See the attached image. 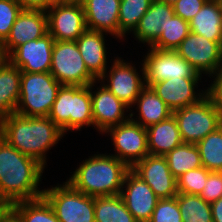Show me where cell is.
I'll list each match as a JSON object with an SVG mask.
<instances>
[{"instance_id":"cell-21","label":"cell","mask_w":222,"mask_h":222,"mask_svg":"<svg viewBox=\"0 0 222 222\" xmlns=\"http://www.w3.org/2000/svg\"><path fill=\"white\" fill-rule=\"evenodd\" d=\"M107 33L87 29L76 40L78 50L89 73L98 80L107 70ZM105 40V41H104Z\"/></svg>"},{"instance_id":"cell-46","label":"cell","mask_w":222,"mask_h":222,"mask_svg":"<svg viewBox=\"0 0 222 222\" xmlns=\"http://www.w3.org/2000/svg\"><path fill=\"white\" fill-rule=\"evenodd\" d=\"M160 1L173 4V3L176 2L177 0H160Z\"/></svg>"},{"instance_id":"cell-23","label":"cell","mask_w":222,"mask_h":222,"mask_svg":"<svg viewBox=\"0 0 222 222\" xmlns=\"http://www.w3.org/2000/svg\"><path fill=\"white\" fill-rule=\"evenodd\" d=\"M137 105V106H136ZM136 106L138 116L130 109V119L144 128L157 124L168 119L172 115V111L167 104L154 92L151 87L145 86L140 95L135 100L133 107ZM134 117V118H132Z\"/></svg>"},{"instance_id":"cell-2","label":"cell","mask_w":222,"mask_h":222,"mask_svg":"<svg viewBox=\"0 0 222 222\" xmlns=\"http://www.w3.org/2000/svg\"><path fill=\"white\" fill-rule=\"evenodd\" d=\"M64 135L48 116L25 117L12 113L0 120V136L44 167L47 166L48 150L57 145Z\"/></svg>"},{"instance_id":"cell-11","label":"cell","mask_w":222,"mask_h":222,"mask_svg":"<svg viewBox=\"0 0 222 222\" xmlns=\"http://www.w3.org/2000/svg\"><path fill=\"white\" fill-rule=\"evenodd\" d=\"M108 134L113 142L117 159L125 162L130 168L149 155L147 128L142 127L130 118L117 126L109 128Z\"/></svg>"},{"instance_id":"cell-10","label":"cell","mask_w":222,"mask_h":222,"mask_svg":"<svg viewBox=\"0 0 222 222\" xmlns=\"http://www.w3.org/2000/svg\"><path fill=\"white\" fill-rule=\"evenodd\" d=\"M121 58L117 56L114 59L110 70H106L98 79V82H103L102 85L110 90L119 100L129 108H133L135 100L145 87L144 68L142 65V68H140L142 73L139 74L131 62H126Z\"/></svg>"},{"instance_id":"cell-6","label":"cell","mask_w":222,"mask_h":222,"mask_svg":"<svg viewBox=\"0 0 222 222\" xmlns=\"http://www.w3.org/2000/svg\"><path fill=\"white\" fill-rule=\"evenodd\" d=\"M43 197L60 222H95L94 197L75 190L67 181L44 188Z\"/></svg>"},{"instance_id":"cell-26","label":"cell","mask_w":222,"mask_h":222,"mask_svg":"<svg viewBox=\"0 0 222 222\" xmlns=\"http://www.w3.org/2000/svg\"><path fill=\"white\" fill-rule=\"evenodd\" d=\"M21 74V70L9 60L0 67V120L16 111Z\"/></svg>"},{"instance_id":"cell-8","label":"cell","mask_w":222,"mask_h":222,"mask_svg":"<svg viewBox=\"0 0 222 222\" xmlns=\"http://www.w3.org/2000/svg\"><path fill=\"white\" fill-rule=\"evenodd\" d=\"M50 74L62 85L87 86L97 81L86 68L76 41H54Z\"/></svg>"},{"instance_id":"cell-19","label":"cell","mask_w":222,"mask_h":222,"mask_svg":"<svg viewBox=\"0 0 222 222\" xmlns=\"http://www.w3.org/2000/svg\"><path fill=\"white\" fill-rule=\"evenodd\" d=\"M48 33L46 11L24 10L18 14L9 36L2 43L7 57L20 45Z\"/></svg>"},{"instance_id":"cell-44","label":"cell","mask_w":222,"mask_h":222,"mask_svg":"<svg viewBox=\"0 0 222 222\" xmlns=\"http://www.w3.org/2000/svg\"><path fill=\"white\" fill-rule=\"evenodd\" d=\"M65 3H72V4H83L85 0H59Z\"/></svg>"},{"instance_id":"cell-41","label":"cell","mask_w":222,"mask_h":222,"mask_svg":"<svg viewBox=\"0 0 222 222\" xmlns=\"http://www.w3.org/2000/svg\"><path fill=\"white\" fill-rule=\"evenodd\" d=\"M213 222H222V197L211 203Z\"/></svg>"},{"instance_id":"cell-45","label":"cell","mask_w":222,"mask_h":222,"mask_svg":"<svg viewBox=\"0 0 222 222\" xmlns=\"http://www.w3.org/2000/svg\"><path fill=\"white\" fill-rule=\"evenodd\" d=\"M8 207H9V205L0 202V220H1V217H2V215H3V212H4Z\"/></svg>"},{"instance_id":"cell-33","label":"cell","mask_w":222,"mask_h":222,"mask_svg":"<svg viewBox=\"0 0 222 222\" xmlns=\"http://www.w3.org/2000/svg\"><path fill=\"white\" fill-rule=\"evenodd\" d=\"M196 145L202 165L209 171H222V125Z\"/></svg>"},{"instance_id":"cell-37","label":"cell","mask_w":222,"mask_h":222,"mask_svg":"<svg viewBox=\"0 0 222 222\" xmlns=\"http://www.w3.org/2000/svg\"><path fill=\"white\" fill-rule=\"evenodd\" d=\"M208 203H213L222 197V171H211L206 184L199 195Z\"/></svg>"},{"instance_id":"cell-29","label":"cell","mask_w":222,"mask_h":222,"mask_svg":"<svg viewBox=\"0 0 222 222\" xmlns=\"http://www.w3.org/2000/svg\"><path fill=\"white\" fill-rule=\"evenodd\" d=\"M10 207L23 222H60L44 197L13 203Z\"/></svg>"},{"instance_id":"cell-43","label":"cell","mask_w":222,"mask_h":222,"mask_svg":"<svg viewBox=\"0 0 222 222\" xmlns=\"http://www.w3.org/2000/svg\"><path fill=\"white\" fill-rule=\"evenodd\" d=\"M8 60V57L4 51V46L2 42H0V67Z\"/></svg>"},{"instance_id":"cell-9","label":"cell","mask_w":222,"mask_h":222,"mask_svg":"<svg viewBox=\"0 0 222 222\" xmlns=\"http://www.w3.org/2000/svg\"><path fill=\"white\" fill-rule=\"evenodd\" d=\"M141 61L144 68L145 86L171 78H202L203 75L175 51L158 50L150 47Z\"/></svg>"},{"instance_id":"cell-27","label":"cell","mask_w":222,"mask_h":222,"mask_svg":"<svg viewBox=\"0 0 222 222\" xmlns=\"http://www.w3.org/2000/svg\"><path fill=\"white\" fill-rule=\"evenodd\" d=\"M95 222H137L121 195L94 197Z\"/></svg>"},{"instance_id":"cell-25","label":"cell","mask_w":222,"mask_h":222,"mask_svg":"<svg viewBox=\"0 0 222 222\" xmlns=\"http://www.w3.org/2000/svg\"><path fill=\"white\" fill-rule=\"evenodd\" d=\"M189 29L222 46V10L218 0H208L189 21Z\"/></svg>"},{"instance_id":"cell-1","label":"cell","mask_w":222,"mask_h":222,"mask_svg":"<svg viewBox=\"0 0 222 222\" xmlns=\"http://www.w3.org/2000/svg\"><path fill=\"white\" fill-rule=\"evenodd\" d=\"M45 167L0 136V202L7 205L43 197L39 190Z\"/></svg>"},{"instance_id":"cell-24","label":"cell","mask_w":222,"mask_h":222,"mask_svg":"<svg viewBox=\"0 0 222 222\" xmlns=\"http://www.w3.org/2000/svg\"><path fill=\"white\" fill-rule=\"evenodd\" d=\"M149 155L165 156L175 147L183 143L176 119L171 115L168 119L147 128Z\"/></svg>"},{"instance_id":"cell-36","label":"cell","mask_w":222,"mask_h":222,"mask_svg":"<svg viewBox=\"0 0 222 222\" xmlns=\"http://www.w3.org/2000/svg\"><path fill=\"white\" fill-rule=\"evenodd\" d=\"M22 8L16 0H0V42H4Z\"/></svg>"},{"instance_id":"cell-32","label":"cell","mask_w":222,"mask_h":222,"mask_svg":"<svg viewBox=\"0 0 222 222\" xmlns=\"http://www.w3.org/2000/svg\"><path fill=\"white\" fill-rule=\"evenodd\" d=\"M160 29L161 35L150 46L158 50L174 51L190 33L189 22L176 15L168 20L164 28Z\"/></svg>"},{"instance_id":"cell-47","label":"cell","mask_w":222,"mask_h":222,"mask_svg":"<svg viewBox=\"0 0 222 222\" xmlns=\"http://www.w3.org/2000/svg\"><path fill=\"white\" fill-rule=\"evenodd\" d=\"M218 2L220 4L221 10H222V0H218Z\"/></svg>"},{"instance_id":"cell-20","label":"cell","mask_w":222,"mask_h":222,"mask_svg":"<svg viewBox=\"0 0 222 222\" xmlns=\"http://www.w3.org/2000/svg\"><path fill=\"white\" fill-rule=\"evenodd\" d=\"M121 0H85L82 4L87 29L101 31L119 39ZM115 35V36H114Z\"/></svg>"},{"instance_id":"cell-13","label":"cell","mask_w":222,"mask_h":222,"mask_svg":"<svg viewBox=\"0 0 222 222\" xmlns=\"http://www.w3.org/2000/svg\"><path fill=\"white\" fill-rule=\"evenodd\" d=\"M48 33L57 41H76L86 30L81 4L58 1L47 12Z\"/></svg>"},{"instance_id":"cell-40","label":"cell","mask_w":222,"mask_h":222,"mask_svg":"<svg viewBox=\"0 0 222 222\" xmlns=\"http://www.w3.org/2000/svg\"><path fill=\"white\" fill-rule=\"evenodd\" d=\"M24 10L48 11L59 0H16Z\"/></svg>"},{"instance_id":"cell-3","label":"cell","mask_w":222,"mask_h":222,"mask_svg":"<svg viewBox=\"0 0 222 222\" xmlns=\"http://www.w3.org/2000/svg\"><path fill=\"white\" fill-rule=\"evenodd\" d=\"M131 168L110 153L94 154L83 160L66 180L75 190L92 197L120 195Z\"/></svg>"},{"instance_id":"cell-35","label":"cell","mask_w":222,"mask_h":222,"mask_svg":"<svg viewBox=\"0 0 222 222\" xmlns=\"http://www.w3.org/2000/svg\"><path fill=\"white\" fill-rule=\"evenodd\" d=\"M149 222H183L177 197L159 199Z\"/></svg>"},{"instance_id":"cell-31","label":"cell","mask_w":222,"mask_h":222,"mask_svg":"<svg viewBox=\"0 0 222 222\" xmlns=\"http://www.w3.org/2000/svg\"><path fill=\"white\" fill-rule=\"evenodd\" d=\"M152 0H121L119 7V40L133 32L148 11Z\"/></svg>"},{"instance_id":"cell-30","label":"cell","mask_w":222,"mask_h":222,"mask_svg":"<svg viewBox=\"0 0 222 222\" xmlns=\"http://www.w3.org/2000/svg\"><path fill=\"white\" fill-rule=\"evenodd\" d=\"M176 197L183 222H213L211 204L199 195L177 193Z\"/></svg>"},{"instance_id":"cell-5","label":"cell","mask_w":222,"mask_h":222,"mask_svg":"<svg viewBox=\"0 0 222 222\" xmlns=\"http://www.w3.org/2000/svg\"><path fill=\"white\" fill-rule=\"evenodd\" d=\"M61 86L49 72H22L15 113L25 117H47Z\"/></svg>"},{"instance_id":"cell-7","label":"cell","mask_w":222,"mask_h":222,"mask_svg":"<svg viewBox=\"0 0 222 222\" xmlns=\"http://www.w3.org/2000/svg\"><path fill=\"white\" fill-rule=\"evenodd\" d=\"M183 143L197 144L222 125V117L205 96L199 102L172 112Z\"/></svg>"},{"instance_id":"cell-12","label":"cell","mask_w":222,"mask_h":222,"mask_svg":"<svg viewBox=\"0 0 222 222\" xmlns=\"http://www.w3.org/2000/svg\"><path fill=\"white\" fill-rule=\"evenodd\" d=\"M174 51L201 75L210 77L222 67V46L202 35L190 32Z\"/></svg>"},{"instance_id":"cell-39","label":"cell","mask_w":222,"mask_h":222,"mask_svg":"<svg viewBox=\"0 0 222 222\" xmlns=\"http://www.w3.org/2000/svg\"><path fill=\"white\" fill-rule=\"evenodd\" d=\"M213 82L206 89V96L222 117V67L210 75Z\"/></svg>"},{"instance_id":"cell-38","label":"cell","mask_w":222,"mask_h":222,"mask_svg":"<svg viewBox=\"0 0 222 222\" xmlns=\"http://www.w3.org/2000/svg\"><path fill=\"white\" fill-rule=\"evenodd\" d=\"M207 1L208 0H177L172 4L174 14L189 22Z\"/></svg>"},{"instance_id":"cell-14","label":"cell","mask_w":222,"mask_h":222,"mask_svg":"<svg viewBox=\"0 0 222 222\" xmlns=\"http://www.w3.org/2000/svg\"><path fill=\"white\" fill-rule=\"evenodd\" d=\"M97 82L98 80L91 83L93 129L103 135L109 128L127 121L130 115L126 113L130 108L102 85V82L99 88L95 87Z\"/></svg>"},{"instance_id":"cell-34","label":"cell","mask_w":222,"mask_h":222,"mask_svg":"<svg viewBox=\"0 0 222 222\" xmlns=\"http://www.w3.org/2000/svg\"><path fill=\"white\" fill-rule=\"evenodd\" d=\"M211 171L204 166L189 170L177 178L178 193L200 195Z\"/></svg>"},{"instance_id":"cell-17","label":"cell","mask_w":222,"mask_h":222,"mask_svg":"<svg viewBox=\"0 0 222 222\" xmlns=\"http://www.w3.org/2000/svg\"><path fill=\"white\" fill-rule=\"evenodd\" d=\"M120 195L137 222H149L159 198L131 169L125 175Z\"/></svg>"},{"instance_id":"cell-16","label":"cell","mask_w":222,"mask_h":222,"mask_svg":"<svg viewBox=\"0 0 222 222\" xmlns=\"http://www.w3.org/2000/svg\"><path fill=\"white\" fill-rule=\"evenodd\" d=\"M54 41V38L47 33L41 38L18 46L8 56V60L21 72L50 73Z\"/></svg>"},{"instance_id":"cell-15","label":"cell","mask_w":222,"mask_h":222,"mask_svg":"<svg viewBox=\"0 0 222 222\" xmlns=\"http://www.w3.org/2000/svg\"><path fill=\"white\" fill-rule=\"evenodd\" d=\"M131 170L149 185L159 199L177 195V179L164 156L147 155L136 162Z\"/></svg>"},{"instance_id":"cell-22","label":"cell","mask_w":222,"mask_h":222,"mask_svg":"<svg viewBox=\"0 0 222 222\" xmlns=\"http://www.w3.org/2000/svg\"><path fill=\"white\" fill-rule=\"evenodd\" d=\"M173 5L160 0H152L148 11L139 20L135 30L132 32L138 43H146L148 48L161 35V27L174 16Z\"/></svg>"},{"instance_id":"cell-42","label":"cell","mask_w":222,"mask_h":222,"mask_svg":"<svg viewBox=\"0 0 222 222\" xmlns=\"http://www.w3.org/2000/svg\"><path fill=\"white\" fill-rule=\"evenodd\" d=\"M0 222H23L21 217L9 206L1 217Z\"/></svg>"},{"instance_id":"cell-18","label":"cell","mask_w":222,"mask_h":222,"mask_svg":"<svg viewBox=\"0 0 222 222\" xmlns=\"http://www.w3.org/2000/svg\"><path fill=\"white\" fill-rule=\"evenodd\" d=\"M202 78H171L153 83L150 87L174 112L199 102L206 96V90H196ZM196 87V88H195ZM197 91V92H196Z\"/></svg>"},{"instance_id":"cell-4","label":"cell","mask_w":222,"mask_h":222,"mask_svg":"<svg viewBox=\"0 0 222 222\" xmlns=\"http://www.w3.org/2000/svg\"><path fill=\"white\" fill-rule=\"evenodd\" d=\"M48 117L64 132L80 131L94 126L92 116L91 84L87 86L62 85Z\"/></svg>"},{"instance_id":"cell-28","label":"cell","mask_w":222,"mask_h":222,"mask_svg":"<svg viewBox=\"0 0 222 222\" xmlns=\"http://www.w3.org/2000/svg\"><path fill=\"white\" fill-rule=\"evenodd\" d=\"M164 157L167 160L171 173L176 179L189 170L203 166L196 144L182 143Z\"/></svg>"}]
</instances>
